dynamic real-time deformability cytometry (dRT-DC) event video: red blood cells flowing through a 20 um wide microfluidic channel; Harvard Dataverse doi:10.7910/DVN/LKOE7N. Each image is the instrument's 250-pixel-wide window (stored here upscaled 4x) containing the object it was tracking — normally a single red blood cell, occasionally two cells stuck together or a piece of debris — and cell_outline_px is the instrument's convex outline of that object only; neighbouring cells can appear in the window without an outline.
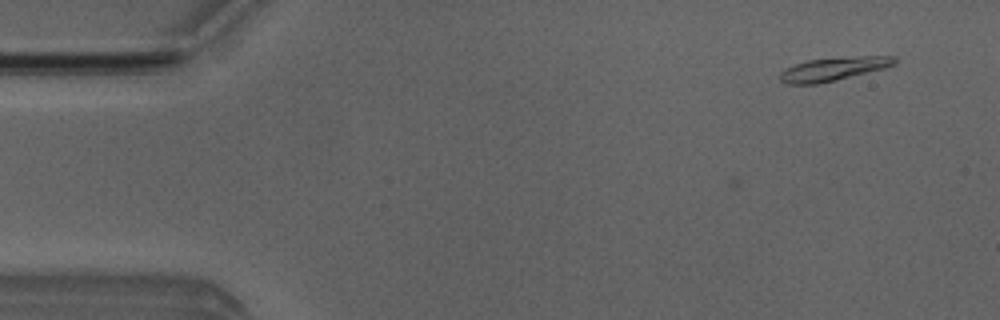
{"species": "Egyptian fruit bat (a non-hibernating species)", "species_latin": "Rousettus aegyptiacus", "temperature_condition": "room temperature", "stored_images_in_passage": 3, "camera_frame_rate_fps": 3000, "um_per_image_px": 0.085, "animal": {"sex": "male"}, "frame": {"image": 1, "passage_image": 3, "time_ms": 2.0, "image_size_px": [1000, 320], "cell_outline_px": [[896, 64], [884, 68], [836, 80], [816, 84], [788, 84], [780, 80], [780, 72], [784, 68], [808, 60], [860, 56], [896, 56]], "centroid_in_image_um": [70.83, 5.86], "position_along_channel_um": 14.2, "area_um2": 15.49}}